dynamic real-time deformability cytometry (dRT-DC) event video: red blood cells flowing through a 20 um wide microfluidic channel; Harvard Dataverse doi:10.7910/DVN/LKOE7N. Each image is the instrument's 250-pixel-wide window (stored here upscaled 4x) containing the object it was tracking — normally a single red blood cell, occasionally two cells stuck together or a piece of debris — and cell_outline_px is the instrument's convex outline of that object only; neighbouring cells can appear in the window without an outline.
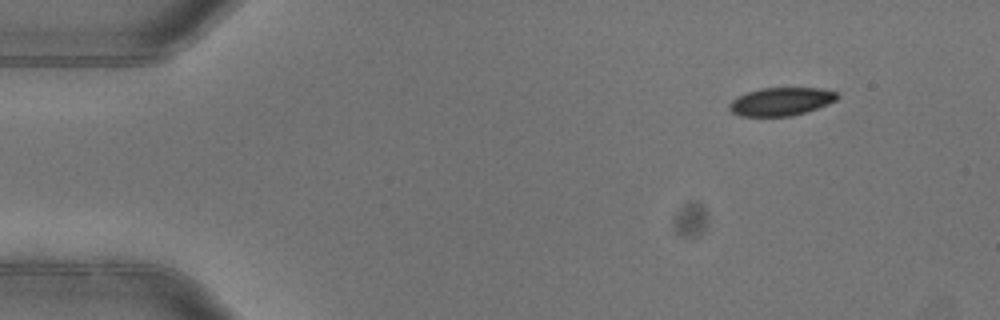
{"species": "common noctule bat (a hibernating species)", "species_latin": "Nyctalus noctula", "temperature_condition": "warm", "stored_images_in_passage": 5, "segment_of_instrument_passage": [2, 2], "camera_frame_rate_fps": 3000, "um_per_image_px": 0.085, "animal": {"sex": "female"}, "frame": {"image": 1, "passage_image": 5, "time_ms": 1.333, "image_size_px": [1000, 320], "cell_outline_px": [[840, 96], [836, 100], [816, 108], [792, 116], [740, 116], [732, 112], [728, 108], [728, 104], [732, 100], [748, 92], [760, 88], [820, 88], [836, 92]], "centroid_in_image_um": [66.37, 8.63], "position_along_channel_um": 18.6, "area_um2": 17.51}}